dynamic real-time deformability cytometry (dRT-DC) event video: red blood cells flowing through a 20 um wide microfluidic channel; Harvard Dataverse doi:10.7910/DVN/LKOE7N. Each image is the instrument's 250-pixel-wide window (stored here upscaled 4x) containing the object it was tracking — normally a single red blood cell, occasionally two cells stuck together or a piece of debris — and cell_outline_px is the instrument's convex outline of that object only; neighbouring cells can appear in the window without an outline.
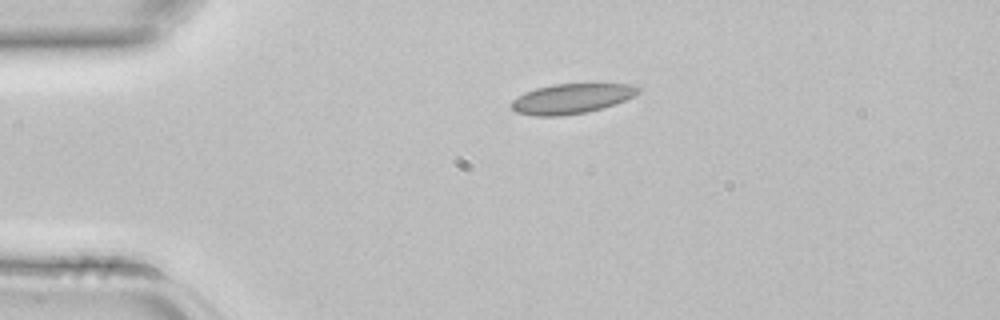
{"species": "common noctule bat (a hibernating species)", "species_latin": "Nyctalus noctula", "temperature_condition": "room temperature", "stored_images_in_passage": 2, "camera_frame_rate_fps": 3000, "um_per_image_px": 0.085, "animal": {"sex": "female", "body_mass_g": 22.7, "forearm_length_mm": 54.2}, "frame": {"image": 1, "passage_image": 1, "time_ms": 0.0, "image_size_px": [1000, 320], "cell_outline_px": [[640, 92], [624, 100], [600, 108], [584, 112], [564, 116], [532, 116], [516, 112], [512, 108], [512, 100], [524, 92], [536, 88], [556, 84], [632, 84], [640, 88]], "centroid_in_image_um": [48.54, 8.38], "position_along_channel_um": 36.5, "area_um2": 21.85}}